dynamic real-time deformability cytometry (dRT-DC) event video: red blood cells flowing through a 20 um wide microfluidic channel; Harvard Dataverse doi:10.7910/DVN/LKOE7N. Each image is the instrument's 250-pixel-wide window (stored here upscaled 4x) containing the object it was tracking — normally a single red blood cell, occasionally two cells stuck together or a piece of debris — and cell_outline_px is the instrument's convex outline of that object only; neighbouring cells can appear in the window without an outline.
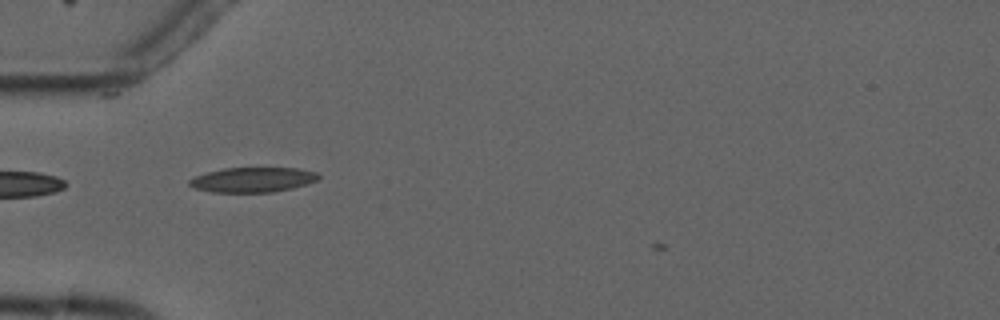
{"species": "common noctule bat (a hibernating species)", "species_latin": "Nyctalus noctula", "temperature_condition": "cold", "stored_images_in_passage": 3, "camera_frame_rate_fps": 3000, "um_per_image_px": 0.085, "animal": {"sex": "male", "forearm_length_mm": 52.5}, "frame": {"image": 1, "passage_image": 2, "time_ms": 1.333, "image_size_px": [1000, 320], "cell_outline_px": [[320, 176], [316, 180], [292, 188], [272, 192], [212, 192], [196, 188], [188, 184], [188, 180], [196, 176], [208, 172], [224, 168], [296, 168], [316, 172]], "centroid_in_image_um": [21.46, 15.27], "position_along_channel_um": 63.5, "area_um2": 18.44}}
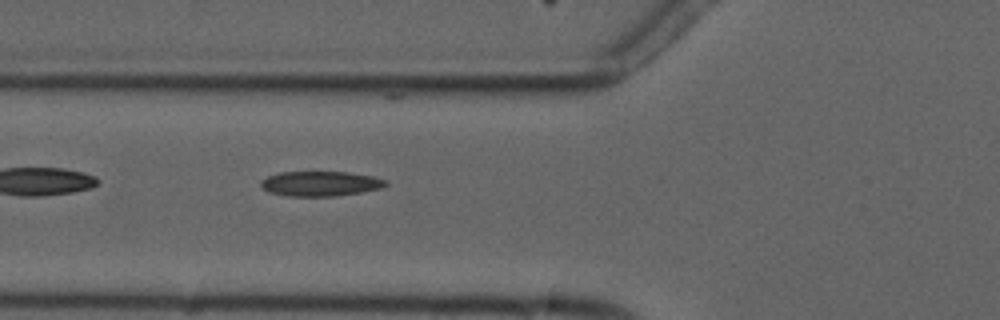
{"frame": {"image": 2, "passage_image": 3, "time_ms": 2.333, "image_size_px": [1000, 320], "cell_outline_px": [[388, 184], [380, 188], [360, 192], [336, 196], [288, 196], [268, 192], [260, 188], [260, 180], [268, 176], [280, 172], [348, 172], [372, 176], [388, 180]], "centroid_in_image_um": [27.2, 15.61], "position_along_channel_um": 98.6, "area_um2": 18.21}}